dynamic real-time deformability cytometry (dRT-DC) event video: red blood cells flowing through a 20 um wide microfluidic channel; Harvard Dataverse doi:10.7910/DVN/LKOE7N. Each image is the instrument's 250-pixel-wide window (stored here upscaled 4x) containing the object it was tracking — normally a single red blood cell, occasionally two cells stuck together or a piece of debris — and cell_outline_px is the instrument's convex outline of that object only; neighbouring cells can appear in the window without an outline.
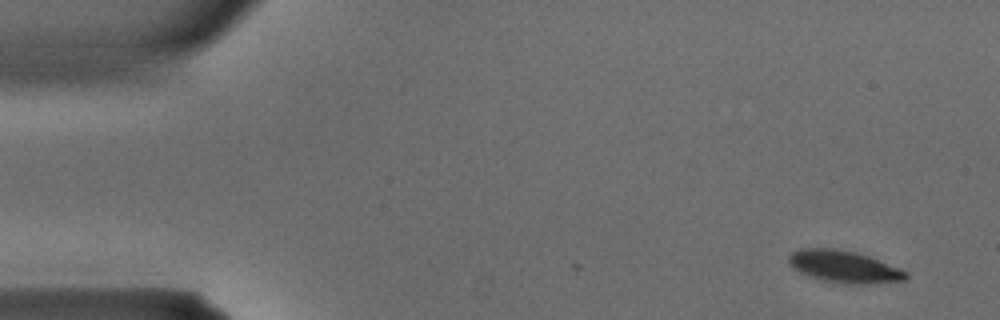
{"species": "common noctule bat (a hibernating species)", "species_latin": "Nyctalus noctula", "temperature_condition": "warm", "stored_images_in_passage": 3, "camera_frame_rate_fps": 3000, "um_per_image_px": 0.085, "animal": {"sex": "male", "body_mass_g": 15.6}, "frame": {"image": 1, "passage_image": 1, "time_ms": 0.0, "image_size_px": [1000, 320], "cell_outline_px": [[908, 276], [904, 280], [868, 284], [840, 284], [820, 280], [808, 276], [792, 268], [788, 260], [788, 256], [792, 252], [800, 248], [836, 248], [856, 252], [868, 256], [900, 268], [908, 272]], "centroid_in_image_um": [71.72, 22.67], "position_along_channel_um": 13.3, "area_um2": 22.14}}